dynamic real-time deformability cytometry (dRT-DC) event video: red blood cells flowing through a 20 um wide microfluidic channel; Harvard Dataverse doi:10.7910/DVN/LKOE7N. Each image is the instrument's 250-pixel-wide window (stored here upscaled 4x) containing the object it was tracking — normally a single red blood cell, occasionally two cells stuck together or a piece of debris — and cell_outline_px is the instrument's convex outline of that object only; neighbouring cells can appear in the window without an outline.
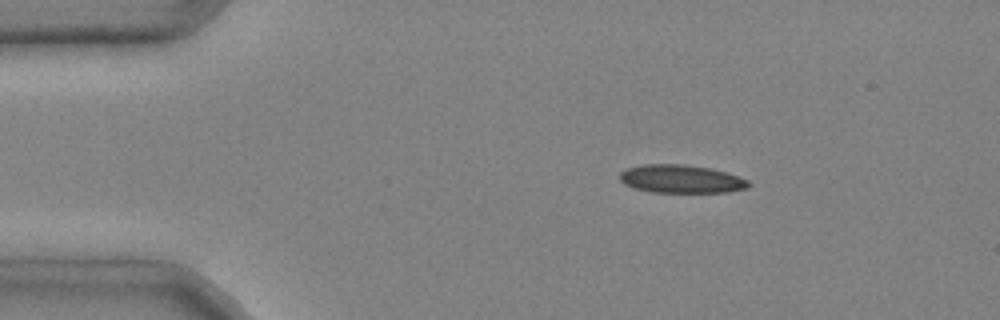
{"species": "common noctule bat (a hibernating species)", "species_latin": "Nyctalus noctula", "temperature_condition": "cold", "stored_images_in_passage": 6, "camera_frame_rate_fps": 3000, "um_per_image_px": 0.085, "animal": {"sex": "male", "body_mass_g": 20.4}, "frame": {"image": 1, "passage_image": 3, "time_ms": 0.667, "image_size_px": [1000, 320], "cell_outline_px": [[752, 184], [748, 188], [728, 192], [652, 192], [632, 188], [624, 184], [620, 180], [620, 172], [628, 168], [644, 164], [684, 164], [712, 168], [728, 172], [748, 180]], "centroid_in_image_um": [57.92, 15.21], "position_along_channel_um": 27.1, "area_um2": 21.39}}